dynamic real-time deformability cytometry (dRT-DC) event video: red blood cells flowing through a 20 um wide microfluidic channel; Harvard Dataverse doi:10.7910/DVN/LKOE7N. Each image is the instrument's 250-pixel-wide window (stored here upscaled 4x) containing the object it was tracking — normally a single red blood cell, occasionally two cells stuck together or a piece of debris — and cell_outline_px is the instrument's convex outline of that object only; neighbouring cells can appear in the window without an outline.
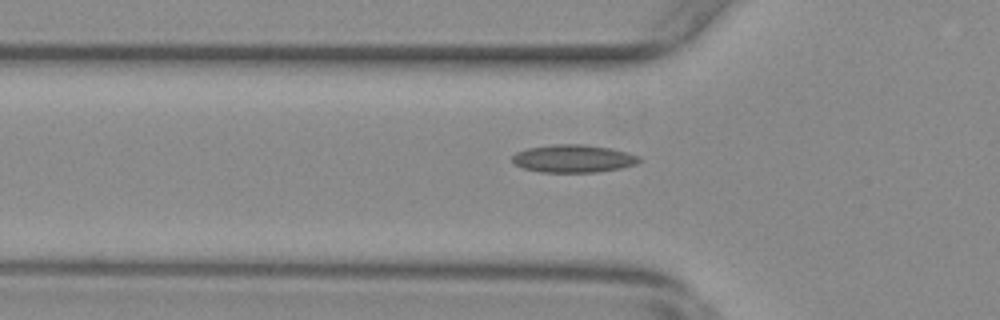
{"species": "common noctule bat (a hibernating species)", "species_latin": "Nyctalus noctula", "temperature_condition": "warm", "stored_images_in_passage": 38, "camera_frame_rate_fps": 3000, "um_per_image_px": 0.085, "animal": {"sex": "female", "body_mass_g": 29.2, "forearm_length_mm": 56.3}, "frame": {"image": 1, "passage_image": 4, "time_ms": 1.0, "image_size_px": [1000, 320], "cell_outline_px": [[640, 160], [636, 164], [620, 168], [596, 172], [540, 172], [524, 168], [516, 164], [512, 160], [512, 156], [516, 152], [528, 148], [552, 144], [584, 144], [612, 148], [628, 152], [640, 156]], "centroid_in_image_um": [48.75, 13.47], "position_along_channel_um": 77.1, "area_um2": 20.58}}
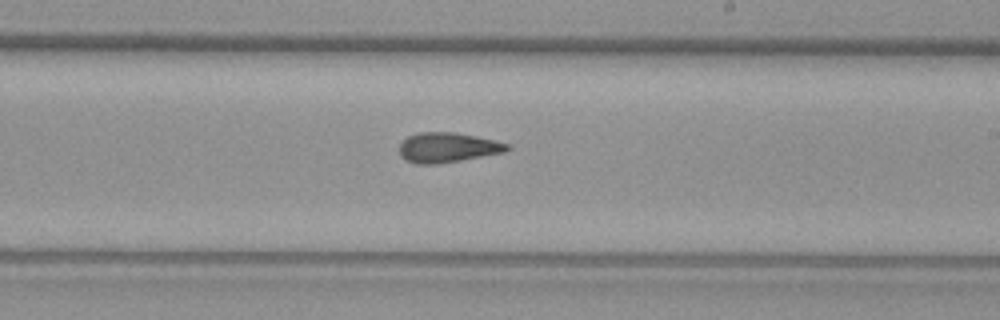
{"frame": {"image": 2, "passage_image": 18, "time_ms": 5.667, "image_size_px": [1000, 320], "cell_outline_px": [[512, 148], [504, 152], [460, 160], [436, 164], [416, 164], [404, 160], [400, 156], [400, 144], [408, 136], [420, 132], [452, 132], [476, 136], [496, 140], [508, 144]], "centroid_in_image_um": [38.03, 12.54], "position_along_channel_um": 251.0, "area_um2": 18.73}}
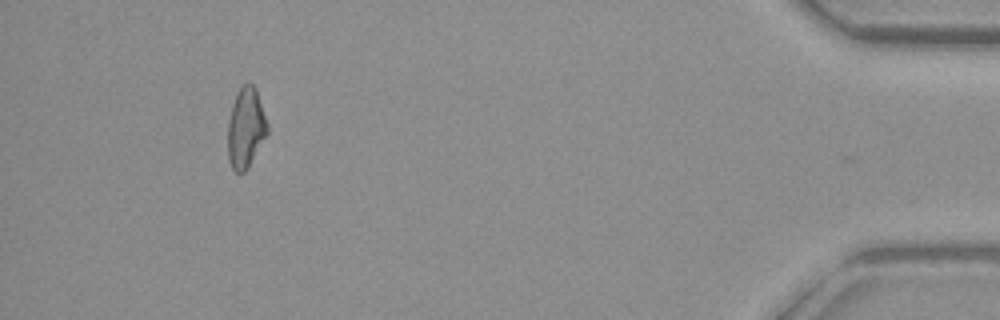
{"frame": {"image": 3, "passage_image": 37, "time_ms": 12.0, "image_size_px": [1000, 320], "cell_outline_px": [[268, 132], [248, 168], [244, 172], [236, 172], [232, 168], [228, 160], [228, 120], [232, 104], [236, 92], [244, 84], [252, 84], [256, 88], [268, 124]], "centroid_in_image_um": [20.88, 10.87], "position_along_channel_um": 414.3, "area_um2": 18.5}, "authors_computed_cell_mechanics": {"area_um2": 18.4382, "velocity_mm_per_s": 3.7011, "shape_relaxation_time_tau1_ms": null, "shape_relaxation_time_tau2_ms": 2.9527, "deformation_change_tau1": null, "deformation_change_tau2": 0.1136}}